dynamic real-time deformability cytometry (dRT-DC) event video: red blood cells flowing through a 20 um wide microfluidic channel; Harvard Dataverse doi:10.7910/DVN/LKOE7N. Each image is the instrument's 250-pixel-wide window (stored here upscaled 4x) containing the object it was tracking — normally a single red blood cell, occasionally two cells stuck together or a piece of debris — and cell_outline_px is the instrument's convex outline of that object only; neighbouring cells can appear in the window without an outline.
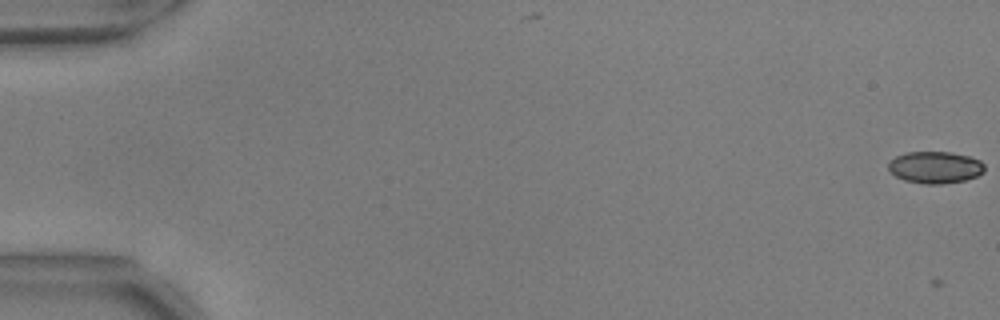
{"species": "common noctule bat (a hibernating species)", "species_latin": "Nyctalus noctula", "temperature_condition": "warm", "stored_images_in_passage": 18, "camera_frame_rate_fps": 3000, "um_per_image_px": 0.085, "animal": {"sex": "male", "body_mass_g": 17.9, "forearm_length_mm": 54.2}, "frame": {"image": 1, "passage_image": 3, "time_ms": 0.667, "image_size_px": [1000, 320], "cell_outline_px": [[984, 172], [976, 176], [964, 180], [940, 184], [924, 184], [904, 180], [896, 176], [888, 168], [888, 164], [896, 156], [908, 152], [952, 152], [968, 156], [980, 160], [984, 164]], "centroid_in_image_um": [79.5, 14.22], "position_along_channel_um": 5.5, "area_um2": 17.74}}
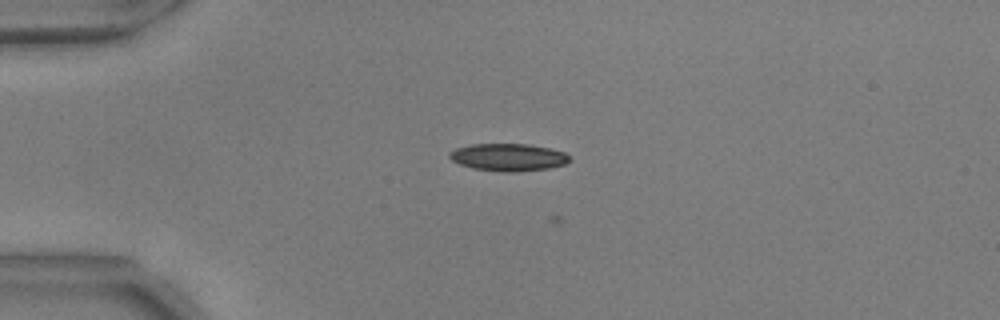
{"frame": {"image": 2, "passage_image": 17, "time_ms": 5.333, "image_size_px": [1000, 320], "cell_outline_px": [[568, 160], [564, 164], [548, 168], [508, 172], [504, 172], [472, 168], [460, 164], [452, 160], [448, 156], [448, 152], [456, 148], [472, 144], [528, 144], [548, 148], [564, 152], [568, 156]], "centroid_in_image_um": [43.14, 13.36], "position_along_channel_um": 41.9, "area_um2": 18.9}}